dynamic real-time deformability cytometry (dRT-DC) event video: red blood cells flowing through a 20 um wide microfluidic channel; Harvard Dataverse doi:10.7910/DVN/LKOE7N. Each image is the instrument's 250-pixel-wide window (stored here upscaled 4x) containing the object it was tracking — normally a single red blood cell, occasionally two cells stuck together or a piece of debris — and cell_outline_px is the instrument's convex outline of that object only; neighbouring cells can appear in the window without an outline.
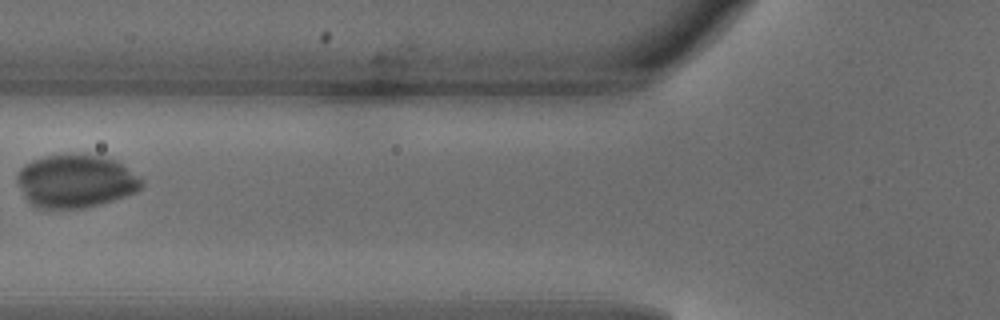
{"species": "common noctule bat (a hibernating species)", "species_latin": "Nyctalus noctula", "temperature_condition": "warm", "stored_images_in_passage": 2, "camera_frame_rate_fps": 3000, "um_per_image_px": 0.085, "animal": {"sex": "male", "body_mass_g": 18.8}, "frame": {"image": 1, "passage_image": 2, "time_ms": 0.333, "image_size_px": [1000, 320], "cell_outline_px": [[144, 184], [136, 192], [100, 204], [80, 208], [36, 208], [24, 196], [16, 180], [16, 172], [24, 164], [32, 160], [48, 156], [104, 156], [116, 160], [144, 180]], "centroid_in_image_um": [6.42, 15.41], "position_along_channel_um": 119.4, "area_um2": 38.09}}